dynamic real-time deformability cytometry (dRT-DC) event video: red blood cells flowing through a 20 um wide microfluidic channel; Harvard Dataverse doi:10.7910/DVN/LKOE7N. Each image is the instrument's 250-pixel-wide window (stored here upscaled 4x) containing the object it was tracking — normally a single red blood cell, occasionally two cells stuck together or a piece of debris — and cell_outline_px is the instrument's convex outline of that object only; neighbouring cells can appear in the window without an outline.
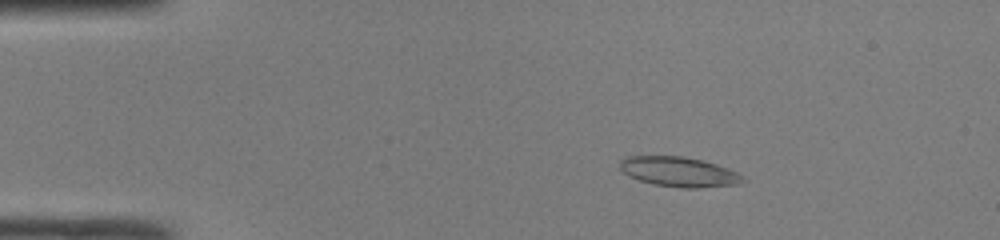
{"species": "common noctule bat (a hibernating species)", "species_latin": "Nyctalus noctula", "temperature_condition": "room temperature", "stored_images_in_passage": 49, "camera_frame_rate_fps": 3000, "um_per_image_px": 0.085, "animal": {"sex": "male", "body_mass_g": 19.0, "forearm_length_mm": 50.8}, "frame": {"image": 1, "passage_image": 9, "time_ms": 2.667, "image_size_px": [1000, 240], "cell_outline_px": [[748, 180], [736, 184], [696, 188], [680, 188], [656, 184], [640, 180], [624, 172], [620, 168], [620, 160], [624, 156], [684, 156], [704, 160], [740, 172]], "centroid_in_image_um": [57.77, 14.59], "position_along_channel_um": 27.2, "area_um2": 21.44}}
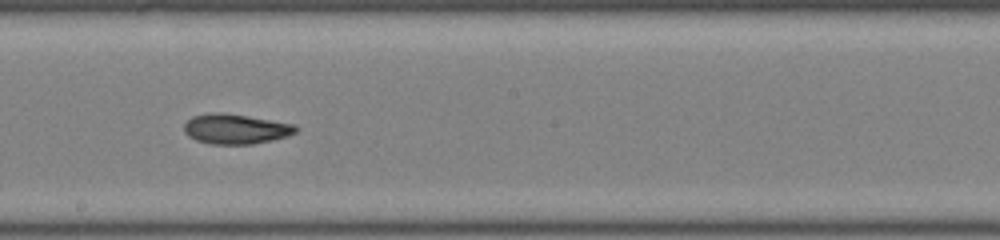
{"frame": {"image": 2, "passage_image": 28, "time_ms": 9.0, "image_size_px": [1000, 240], "cell_outline_px": [[300, 128], [296, 132], [288, 136], [272, 140], [252, 144], [212, 144], [196, 140], [188, 136], [184, 132], [184, 124], [192, 116], [216, 112], [224, 112], [296, 124]], "centroid_in_image_um": [20.06, 10.96], "position_along_channel_um": 228.1, "area_um2": 19.65}}
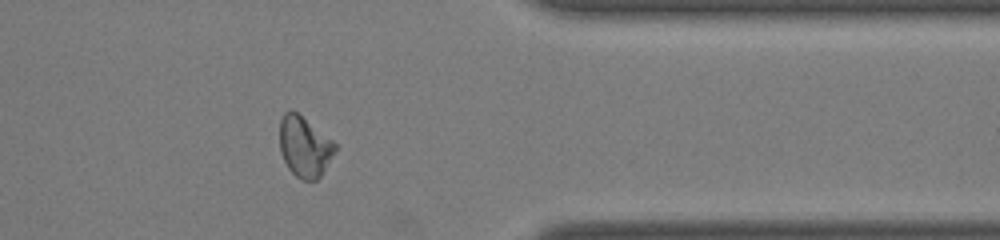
{"frame": {"image": 3, "passage_image": 40, "time_ms": 13.0, "image_size_px": [1000, 240], "cell_outline_px": [[336, 152], [320, 176], [316, 180], [300, 180], [288, 168], [280, 152], [280, 120], [284, 112], [292, 108], [332, 140], [336, 144]], "centroid_in_image_um": [25.87, 12.46], "position_along_channel_um": 385.5, "area_um2": 19.59}, "authors_computed_cell_mechanics": {"area_um2": 20.1722, "velocity_mm_per_s": 4.2333, "shape_relaxation_time_tau1_ms": null, "shape_relaxation_time_tau2_ms": 4.4145, "deformation_change_tau1": null, "deformation_change_tau2": 0.1033}}